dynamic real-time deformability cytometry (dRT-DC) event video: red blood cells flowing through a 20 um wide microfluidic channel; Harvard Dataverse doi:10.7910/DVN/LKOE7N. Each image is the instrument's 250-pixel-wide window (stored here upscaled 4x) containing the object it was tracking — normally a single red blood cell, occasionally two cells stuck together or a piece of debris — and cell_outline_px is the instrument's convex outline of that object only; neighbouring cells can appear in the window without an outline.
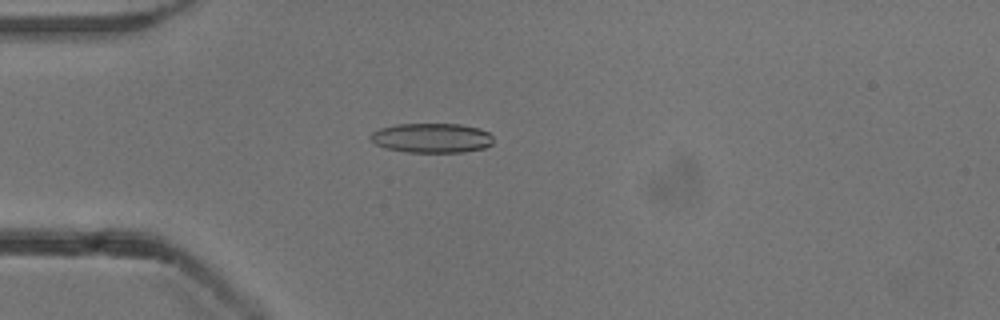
{"species": "common noctule bat (a hibernating species)", "species_latin": "Nyctalus noctula", "temperature_condition": "cold", "stored_images_in_passage": 52, "camera_frame_rate_fps": 3000, "um_per_image_px": 0.085, "animal": {"sex": "male", "body_mass_g": 13.3}, "frame": {"image": 1, "passage_image": 13, "time_ms": 4.0, "image_size_px": [1000, 320], "cell_outline_px": [[492, 144], [484, 148], [464, 152], [408, 152], [384, 148], [376, 144], [368, 136], [372, 132], [380, 128], [396, 124], [460, 124], [476, 128], [488, 132], [492, 136]], "centroid_in_image_um": [36.67, 11.73], "position_along_channel_um": 48.3, "area_um2": 21.15}}
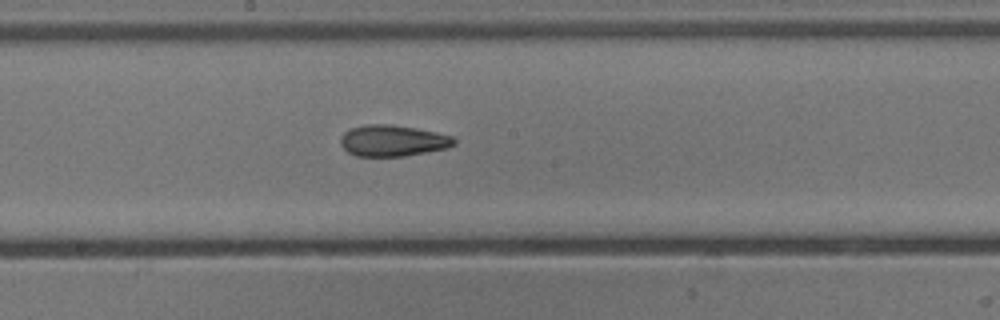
{"frame": {"image": 2, "passage_image": 27, "time_ms": 8.667, "image_size_px": [1000, 320], "cell_outline_px": [[456, 144], [448, 148], [404, 156], [356, 156], [348, 152], [340, 144], [340, 136], [344, 132], [352, 128], [368, 124], [392, 124], [416, 128], [436, 132], [452, 136], [456, 140]], "centroid_in_image_um": [33.39, 11.95], "position_along_channel_um": 214.8, "area_um2": 20.75}}
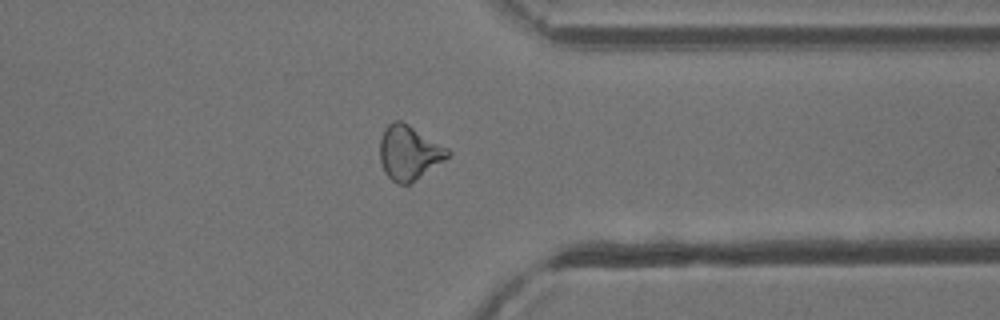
{"frame": {"image": 3, "passage_image": 40, "time_ms": 13.0, "image_size_px": [1000, 320], "cell_outline_px": [[452, 152], [444, 160], [408, 184], [400, 184], [392, 180], [384, 172], [380, 164], [380, 140], [384, 128], [392, 120], [400, 120], [408, 124], [448, 148]], "centroid_in_image_um": [34.73, 12.95], "position_along_channel_um": 376.7, "area_um2": 21.27}, "authors_computed_cell_mechanics": {"area_um2": 21.0103, "velocity_mm_per_s": 3.8636, "shape_relaxation_time_tau1_ms": 8.9616, "shape_relaxation_time_tau2_ms": 3.3762, "deformation_change_tau1": 0.1779, "deformation_change_tau2": 0.1106}}